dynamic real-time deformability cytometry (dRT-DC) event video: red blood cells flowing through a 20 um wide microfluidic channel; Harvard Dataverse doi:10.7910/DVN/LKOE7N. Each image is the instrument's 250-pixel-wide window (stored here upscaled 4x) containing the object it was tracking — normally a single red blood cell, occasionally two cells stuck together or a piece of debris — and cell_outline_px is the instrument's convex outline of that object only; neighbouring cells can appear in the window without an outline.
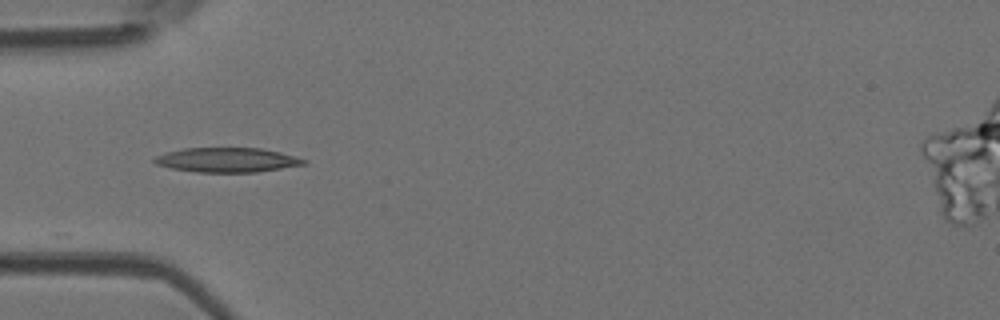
{"species": "Egyptian fruit bat (a non-hibernating species)", "species_latin": "Rousettus aegyptiacus", "temperature_condition": "room temperature", "stored_images_in_passage": 6, "camera_frame_rate_fps": 3000, "um_per_image_px": 0.085, "animal": {"sex": "female"}, "frame": {"image": 1, "passage_image": 5, "time_ms": 1.333, "image_size_px": [1000, 320], "cell_outline_px": [[308, 164], [256, 172], [196, 172], [172, 168], [156, 164], [152, 160], [156, 156], [168, 152], [184, 148], [260, 148], [280, 152], [296, 156], [308, 160]], "centroid_in_image_um": [19.35, 13.59], "position_along_channel_um": 65.7, "area_um2": 21.33}}
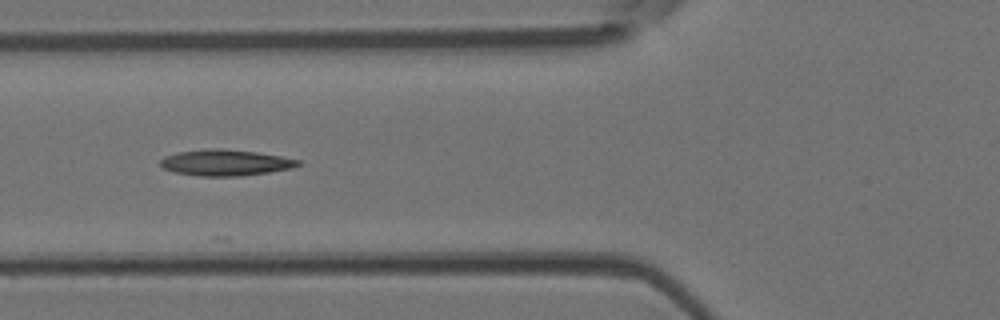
{"frame": {"image": 2, "passage_image": 6, "time_ms": 1.667, "image_size_px": [1000, 320], "cell_outline_px": [[300, 164], [288, 168], [268, 172], [240, 176], [200, 176], [176, 172], [164, 168], [160, 164], [160, 160], [164, 156], [176, 152], [208, 148], [220, 148], [256, 152], [280, 156], [300, 160]], "centroid_in_image_um": [19.11, 13.81], "position_along_channel_um": 106.7, "area_um2": 20.75}}